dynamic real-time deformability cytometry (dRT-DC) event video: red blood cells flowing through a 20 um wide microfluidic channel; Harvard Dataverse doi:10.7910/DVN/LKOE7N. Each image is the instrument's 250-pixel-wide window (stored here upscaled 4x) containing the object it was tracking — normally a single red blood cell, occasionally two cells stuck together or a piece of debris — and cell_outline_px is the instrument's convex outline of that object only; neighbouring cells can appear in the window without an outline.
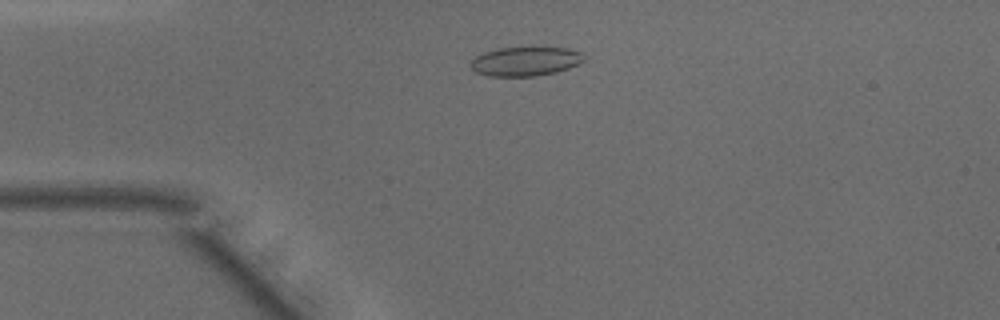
{"species": "common noctule bat (a hibernating species)", "species_latin": "Nyctalus noctula", "temperature_condition": "warm", "stored_images_in_passage": 47, "camera_frame_rate_fps": 3000, "um_per_image_px": 0.085, "animal": {"sex": "male", "body_mass_g": 15.6}, "frame": {"image": 1, "passage_image": 11, "time_ms": 3.333, "image_size_px": [1000, 320], "cell_outline_px": [[584, 60], [580, 64], [556, 72], [536, 76], [488, 76], [476, 72], [468, 64], [476, 56], [484, 52], [500, 48], [568, 48], [580, 52], [584, 56]], "centroid_in_image_um": [44.65, 5.22], "position_along_channel_um": 40.3, "area_um2": 19.13}}
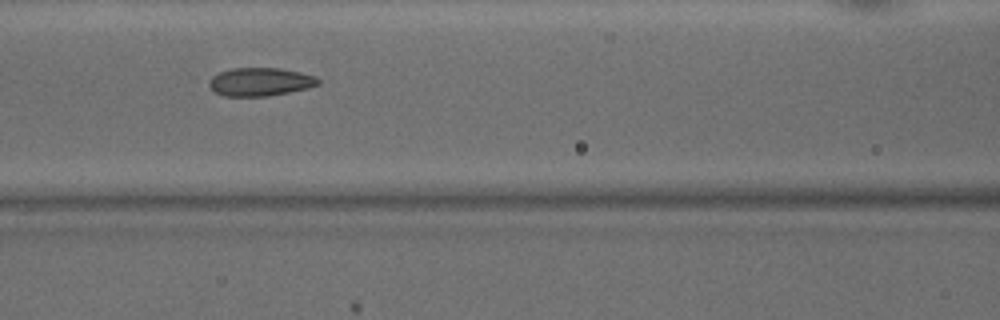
{"frame": {"image": 2, "passage_image": 20, "time_ms": 6.333, "image_size_px": [1000, 320], "cell_outline_px": [[320, 84], [308, 88], [268, 96], [224, 96], [216, 92], [208, 84], [208, 80], [212, 76], [220, 72], [232, 68], [280, 68], [300, 72], [316, 76], [320, 80]], "centroid_in_image_um": [22.13, 6.95], "position_along_channel_um": 144.5, "area_um2": 17.98}}
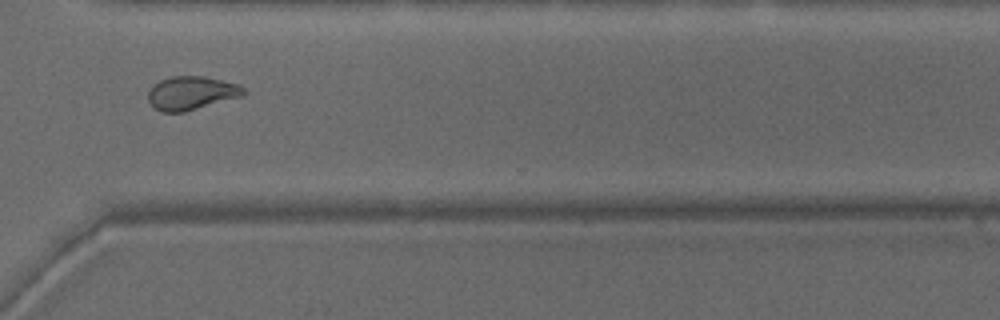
{"frame": {"image": 3, "passage_image": 35, "time_ms": 11.333, "image_size_px": [1000, 320], "cell_outline_px": [[248, 92], [244, 96], [184, 112], [160, 112], [148, 100], [148, 92], [160, 80], [172, 76], [204, 76], [236, 84], [244, 88]], "centroid_in_image_um": [16.3, 7.92], "position_along_channel_um": 354.3, "area_um2": 18.55}, "authors_computed_cell_mechanics": {"area_um2": 19.1318, "velocity_mm_per_s": 4.2, "shape_relaxation_time_tau1_ms": 10.2293, "shape_relaxation_time_tau2_ms": 1.2918, "deformation_change_tau1": 0.2, "deformation_change_tau2": 0.0762}}